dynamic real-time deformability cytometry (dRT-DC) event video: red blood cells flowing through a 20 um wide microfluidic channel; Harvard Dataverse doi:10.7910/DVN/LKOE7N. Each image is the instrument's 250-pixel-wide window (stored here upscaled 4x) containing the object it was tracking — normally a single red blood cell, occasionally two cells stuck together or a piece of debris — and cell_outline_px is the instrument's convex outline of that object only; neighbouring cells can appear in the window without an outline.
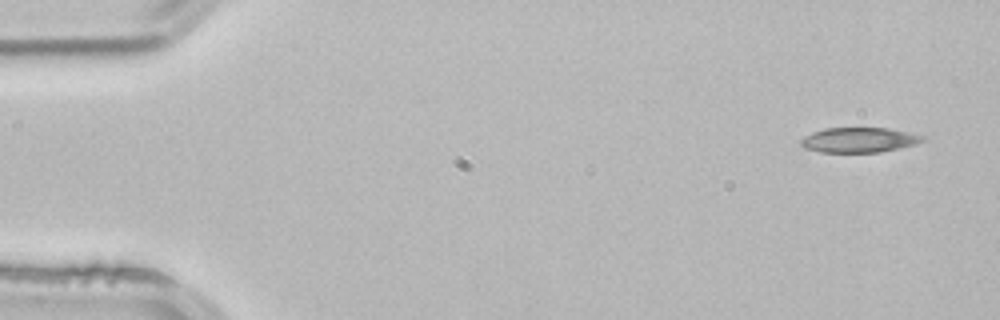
{"species": "common noctule bat (a hibernating species)", "species_latin": "Nyctalus noctula", "temperature_condition": "room temperature", "stored_images_in_passage": 4, "camera_frame_rate_fps": 3000, "um_per_image_px": 0.085, "animal": {"sex": "male", "body_mass_g": 21.5, "forearm_length_mm": 52.0}, "frame": {"image": 1, "passage_image": 1, "time_ms": 0.0, "image_size_px": [1000, 320], "cell_outline_px": [[924, 140], [916, 144], [900, 148], [880, 152], [820, 152], [804, 148], [800, 144], [800, 140], [804, 136], [812, 132], [824, 128], [888, 128], [924, 136]], "centroid_in_image_um": [72.98, 11.9], "position_along_channel_um": 12.0, "area_um2": 17.69}}
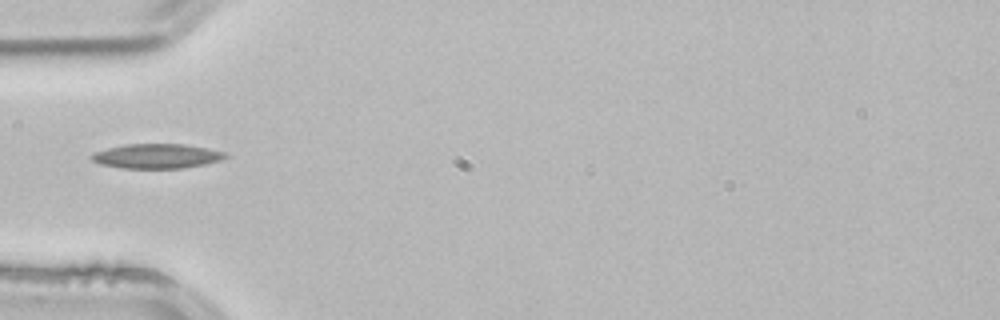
{"frame": {"image": 2, "passage_image": 4, "time_ms": 1.0, "image_size_px": [1000, 320], "cell_outline_px": [[232, 156], [220, 160], [204, 164], [184, 168], [120, 168], [100, 164], [92, 160], [88, 156], [92, 152], [124, 144], [184, 144], [208, 148], [228, 152]], "centroid_in_image_um": [13.34, 13.26], "position_along_channel_um": 71.7, "area_um2": 19.48}}